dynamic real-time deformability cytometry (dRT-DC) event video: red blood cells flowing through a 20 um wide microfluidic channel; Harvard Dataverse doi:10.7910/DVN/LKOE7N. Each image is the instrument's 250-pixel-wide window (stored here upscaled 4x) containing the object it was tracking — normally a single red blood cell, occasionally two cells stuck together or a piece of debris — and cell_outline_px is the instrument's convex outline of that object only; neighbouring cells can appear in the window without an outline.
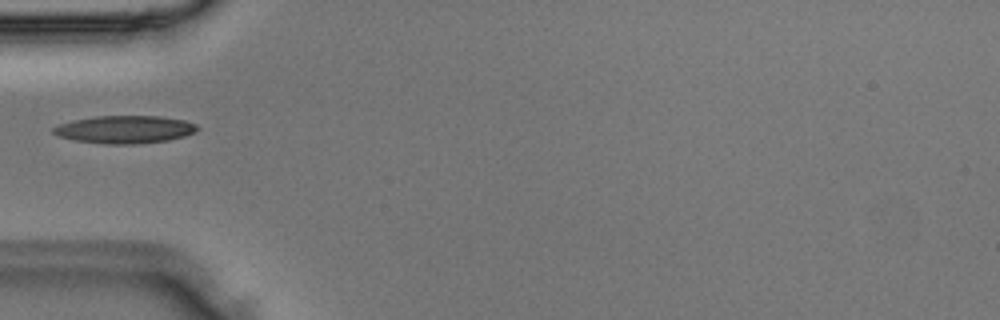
{"species": "Egyptian fruit bat (a non-hibernating species)", "species_latin": "Rousettus aegyptiacus", "temperature_condition": "room temperature", "stored_images_in_passage": 3, "camera_frame_rate_fps": 3000, "um_per_image_px": 0.085, "animal": {"sex": "male"}, "frame": {"image": 1, "passage_image": 3, "time_ms": 0.667, "image_size_px": [1000, 320], "cell_outline_px": [[200, 128], [196, 132], [184, 136], [168, 140], [132, 144], [104, 144], [76, 140], [60, 136], [52, 132], [52, 128], [60, 124], [72, 120], [96, 116], [160, 116], [184, 120], [196, 124]], "centroid_in_image_um": [10.63, 11.0], "position_along_channel_um": 74.4, "area_um2": 23.18}}